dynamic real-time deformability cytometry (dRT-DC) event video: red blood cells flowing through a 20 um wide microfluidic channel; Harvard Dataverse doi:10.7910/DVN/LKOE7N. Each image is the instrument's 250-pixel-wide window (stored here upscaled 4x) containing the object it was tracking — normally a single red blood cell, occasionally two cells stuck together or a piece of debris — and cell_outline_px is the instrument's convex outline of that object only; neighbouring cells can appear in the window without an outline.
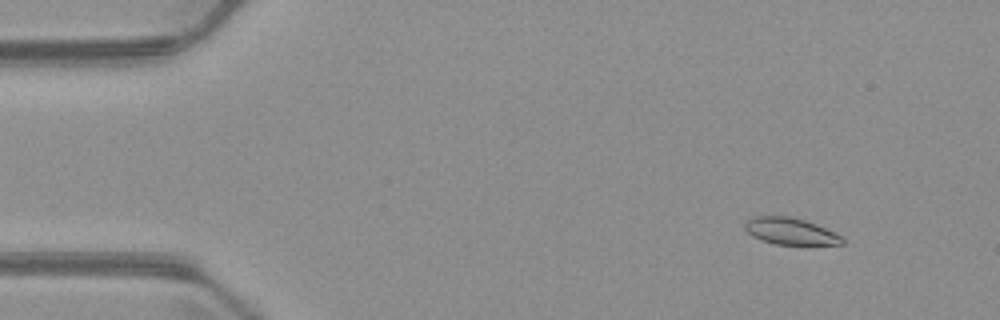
{"species": "common noctule bat (a hibernating species)", "species_latin": "Nyctalus noctula", "temperature_condition": "warm", "stored_images_in_passage": 5, "camera_frame_rate_fps": 3000, "um_per_image_px": 0.085, "animal": {"sex": "male", "body_mass_g": 23.1, "forearm_length_mm": 52.7}, "frame": {"image": 1, "passage_image": 2, "time_ms": 1.333, "image_size_px": [1000, 320], "cell_outline_px": [[844, 244], [808, 248], [804, 248], [776, 244], [752, 236], [744, 228], [744, 224], [752, 216], [792, 216], [816, 224], [836, 232], [844, 236]], "centroid_in_image_um": [67.32, 19.72], "position_along_channel_um": 17.7, "area_um2": 16.18}}
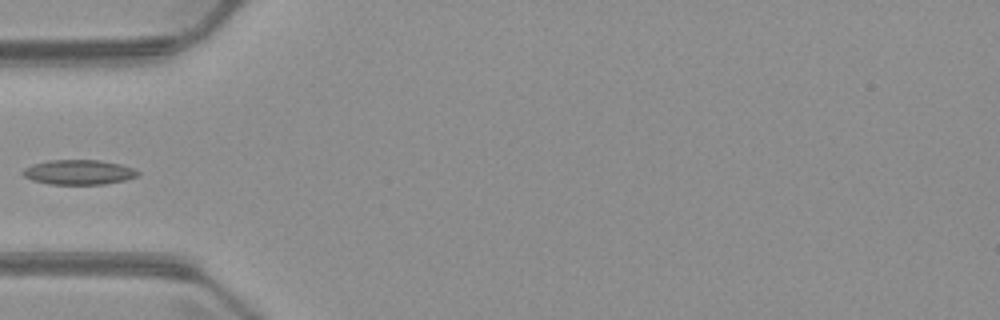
{"frame": {"image": 2, "passage_image": 5, "time_ms": 5.333, "image_size_px": [1000, 320], "cell_outline_px": [[140, 176], [124, 180], [104, 184], [48, 184], [32, 180], [24, 176], [20, 172], [24, 168], [32, 164], [48, 160], [100, 160], [120, 164], [136, 168], [140, 172]], "centroid_in_image_um": [6.71, 14.63], "position_along_channel_um": 78.3, "area_um2": 16.82}}